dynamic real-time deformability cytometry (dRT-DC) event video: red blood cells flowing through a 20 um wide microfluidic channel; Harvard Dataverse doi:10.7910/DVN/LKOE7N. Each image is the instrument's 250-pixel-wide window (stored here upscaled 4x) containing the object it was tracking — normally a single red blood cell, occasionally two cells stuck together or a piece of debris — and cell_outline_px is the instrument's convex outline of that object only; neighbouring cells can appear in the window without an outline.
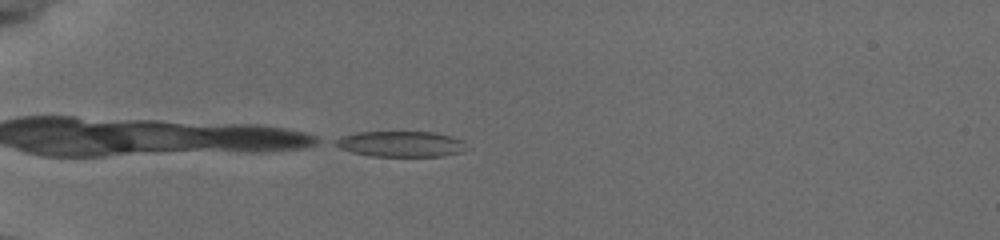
{"species": "common noctule bat (a hibernating species)", "species_latin": "Nyctalus noctula", "temperature_condition": "cold", "stored_images_in_passage": 40, "camera_frame_rate_fps": 3000, "um_per_image_px": 0.085, "animal": {"sex": "female", "body_mass_g": 19.5, "forearm_length_mm": 54.1}, "frame": {"image": 1, "passage_image": 1, "time_ms": 0.0, "image_size_px": [1000, 240], "cell_outline_px": [[472, 148], [460, 152], [440, 156], [368, 156], [352, 152], [340, 148], [332, 144], [332, 140], [340, 136], [356, 132], [432, 132], [452, 136], [460, 140]], "centroid_in_image_um": [34.03, 12.24], "position_along_channel_um": 51.0, "area_um2": 19.88}}
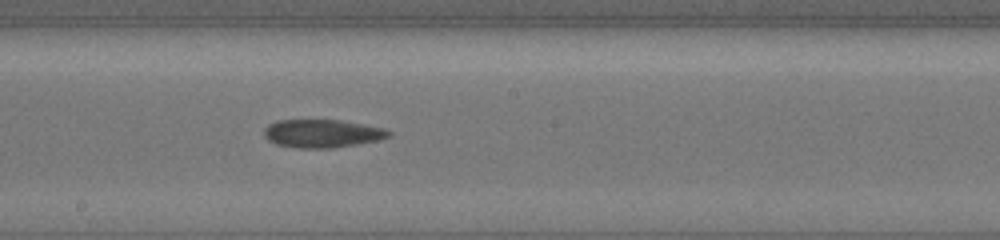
{"frame": {"image": 2, "passage_image": 17, "time_ms": 5.333, "image_size_px": [1000, 240], "cell_outline_px": [[392, 132], [388, 136], [376, 140], [356, 144], [332, 148], [296, 148], [276, 144], [268, 140], [264, 136], [264, 128], [268, 124], [276, 120], [340, 120], [364, 124], [384, 128]], "centroid_in_image_um": [27.34, 11.34], "position_along_channel_um": 220.9, "area_um2": 20.4}}
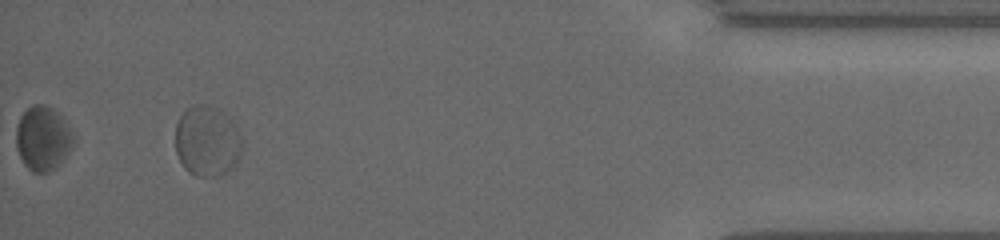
{"frame": {"image": 3, "passage_image": 37, "time_ms": 12.0, "image_size_px": [1000, 240], "cell_outline_px": [[244, 148], [240, 156], [232, 168], [220, 176], [196, 176], [188, 172], [184, 168], [176, 152], [176, 124], [180, 116], [188, 108], [200, 104], [204, 104], [220, 108], [232, 116], [244, 140]], "centroid_in_image_um": [17.67, 11.98], "position_along_channel_um": 417.5, "area_um2": 28.21}, "authors_computed_cell_mechanics": {"area_um2": 20.5768, "velocity_mm_per_s": 3.7334, "shape_relaxation_time_tau1_ms": null, "shape_relaxation_time_tau2_ms": 1.7695, "deformation_change_tau1": null, "deformation_change_tau2": 0.061}}